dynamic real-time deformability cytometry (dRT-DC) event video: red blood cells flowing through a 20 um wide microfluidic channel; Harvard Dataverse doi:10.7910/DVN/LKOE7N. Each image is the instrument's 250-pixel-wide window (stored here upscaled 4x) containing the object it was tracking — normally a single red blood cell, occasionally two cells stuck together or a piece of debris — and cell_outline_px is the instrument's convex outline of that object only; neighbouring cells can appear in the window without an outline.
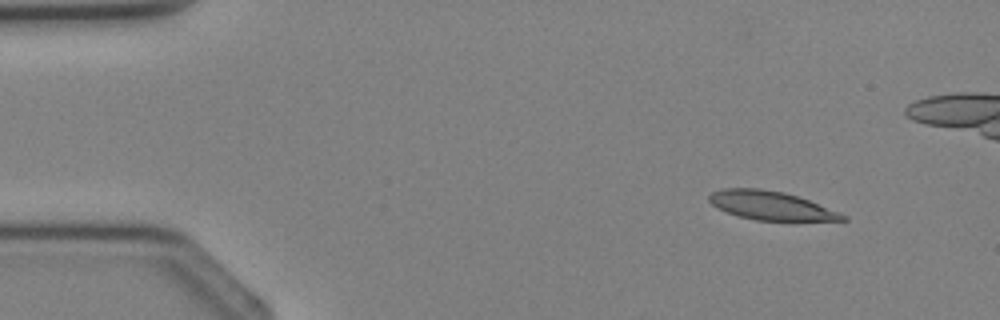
{"species": "Egyptian fruit bat (a non-hibernating species)", "species_latin": "Rousettus aegyptiacus", "temperature_condition": "cold", "stored_images_in_passage": 4, "camera_frame_rate_fps": 3000, "um_per_image_px": 0.085, "animal": {"sex": "female"}, "frame": {"image": 1, "passage_image": 2, "time_ms": 1.0, "image_size_px": [1000, 320], "cell_outline_px": [[848, 220], [756, 220], [740, 216], [728, 212], [712, 204], [708, 200], [708, 196], [712, 192], [724, 188], [760, 188], [784, 192], [808, 200], [848, 216]], "centroid_in_image_um": [65.5, 17.46], "position_along_channel_um": 19.5, "area_um2": 21.85}}